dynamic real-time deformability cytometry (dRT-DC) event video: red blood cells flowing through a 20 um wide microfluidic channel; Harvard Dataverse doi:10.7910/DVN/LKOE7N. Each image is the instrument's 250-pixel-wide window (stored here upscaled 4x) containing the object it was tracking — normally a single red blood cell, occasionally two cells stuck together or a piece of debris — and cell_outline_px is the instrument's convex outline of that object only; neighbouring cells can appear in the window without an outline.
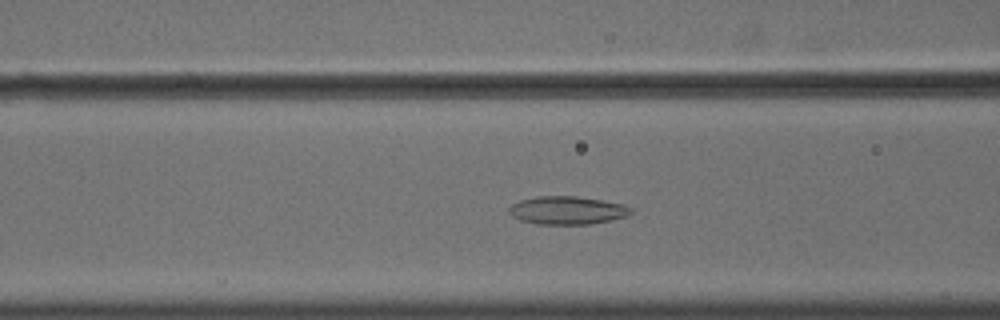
{"species": "common noctule bat (a hibernating species)", "species_latin": "Nyctalus noctula", "temperature_condition": "cold", "stored_images_in_passage": 57, "camera_frame_rate_fps": 3000, "um_per_image_px": 0.085, "animal": {"sex": "male", "body_mass_g": 18.8}, "frame": {"image": 1, "passage_image": 24, "time_ms": 7.667, "image_size_px": [1000, 320], "cell_outline_px": [[632, 212], [628, 216], [612, 220], [592, 224], [536, 224], [520, 220], [512, 216], [508, 212], [508, 208], [512, 204], [520, 200], [536, 196], [576, 196], [624, 204], [632, 208]], "centroid_in_image_um": [48.21, 17.88], "position_along_channel_um": 118.4, "area_um2": 20.11}}
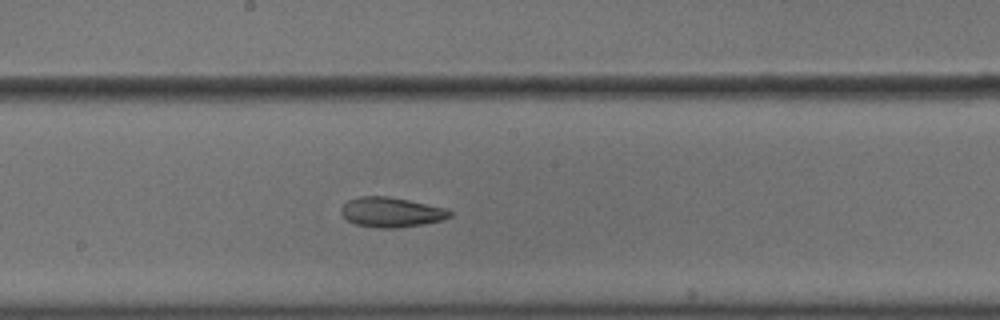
{"frame": {"image": 2, "passage_image": 32, "time_ms": 10.333, "image_size_px": [1000, 320], "cell_outline_px": [[452, 216], [444, 220], [424, 224], [396, 228], [376, 228], [356, 224], [348, 220], [340, 212], [340, 208], [348, 200], [360, 196], [388, 196], [408, 200], [444, 208], [452, 212]], "centroid_in_image_um": [33.25, 18.04], "position_along_channel_um": 214.9, "area_um2": 18.9}}
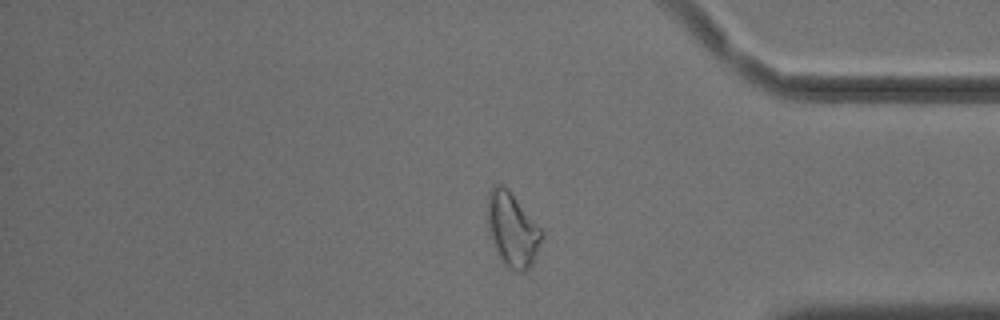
{"frame": {"image": 3, "passage_image": 48, "time_ms": 15.667, "image_size_px": [1000, 320], "cell_outline_px": [[544, 236], [536, 256], [532, 264], [524, 272], [516, 272], [508, 268], [504, 264], [492, 240], [488, 228], [488, 192], [492, 184], [500, 184], [508, 188], [544, 232]], "centroid_in_image_um": [43.57, 19.5], "position_along_channel_um": 391.6, "area_um2": 23.41}, "authors_computed_cell_mechanics": {"area_um2": 22.5998, "velocity_mm_per_s": 3.6086, "shape_relaxation_time_tau1_ms": null, "shape_relaxation_time_tau2_ms": 3.2646, "deformation_change_tau1": null, "deformation_change_tau2": 0.1097}}